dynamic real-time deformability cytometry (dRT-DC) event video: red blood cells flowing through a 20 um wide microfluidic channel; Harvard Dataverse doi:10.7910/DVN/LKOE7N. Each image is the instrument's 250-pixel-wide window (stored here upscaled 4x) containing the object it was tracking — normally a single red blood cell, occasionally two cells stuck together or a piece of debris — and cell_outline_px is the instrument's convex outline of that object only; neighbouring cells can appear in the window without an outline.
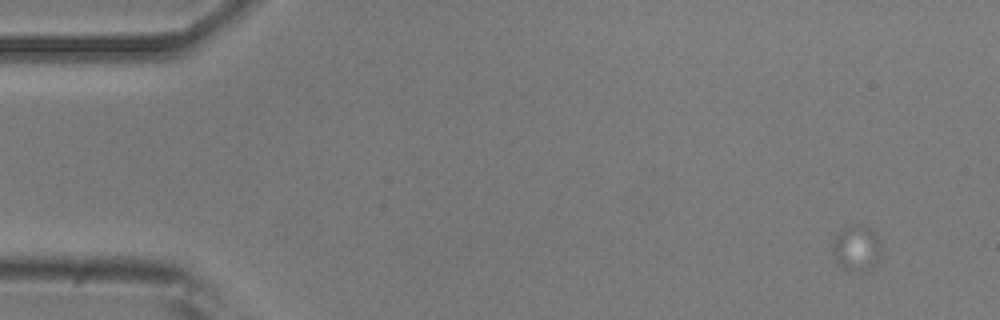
{"species": "common noctule bat (a hibernating species)", "species_latin": "Nyctalus noctula", "temperature_condition": "room temperature", "stored_images_in_passage": 4, "camera_frame_rate_fps": 3000, "um_per_image_px": 0.085, "animal": {"sex": "male", "body_mass_g": 20.5, "forearm_length_mm": 52.5}, "frame": {"image": 1, "passage_image": 1, "time_ms": 0.0, "image_size_px": [1000, 320], "cell_outline_px": [[880, 256], [876, 260], [860, 272], [844, 268], [836, 256], [832, 248], [832, 244], [836, 236], [844, 228], [852, 224], [860, 224], [872, 228], [880, 244]], "centroid_in_image_um": [72.81, 21.01], "position_along_channel_um": 12.2, "area_um2": 12.25}}